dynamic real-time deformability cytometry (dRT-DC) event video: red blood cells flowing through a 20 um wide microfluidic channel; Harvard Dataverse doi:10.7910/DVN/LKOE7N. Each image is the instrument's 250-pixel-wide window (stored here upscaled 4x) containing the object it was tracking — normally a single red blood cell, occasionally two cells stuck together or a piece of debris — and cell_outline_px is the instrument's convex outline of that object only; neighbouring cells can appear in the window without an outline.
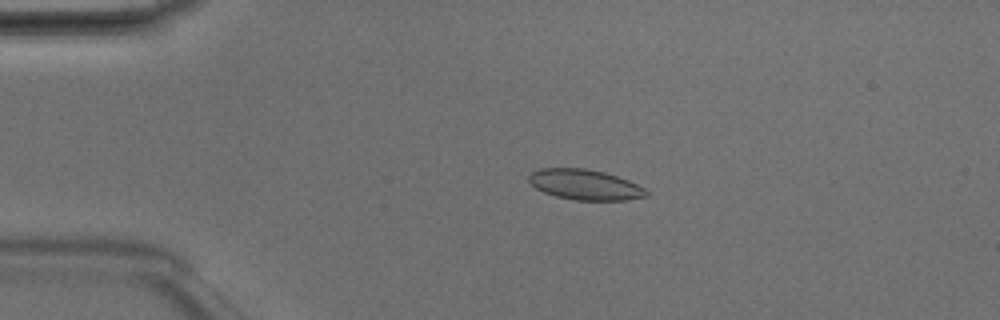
{"species": "Egyptian fruit bat (a non-hibernating species)", "species_latin": "Rousettus aegyptiacus", "temperature_condition": "room temperature", "stored_images_in_passage": 5, "camera_frame_rate_fps": 3000, "um_per_image_px": 0.085, "animal": {"sex": "male"}, "frame": {"image": 1, "passage_image": 3, "time_ms": 0.667, "image_size_px": [1000, 320], "cell_outline_px": [[648, 196], [624, 200], [572, 200], [556, 196], [544, 192], [536, 188], [528, 180], [528, 176], [532, 172], [540, 168], [584, 168], [604, 172], [628, 180], [644, 188], [648, 192]], "centroid_in_image_um": [49.71, 15.69], "position_along_channel_um": 35.3, "area_um2": 20.69}}
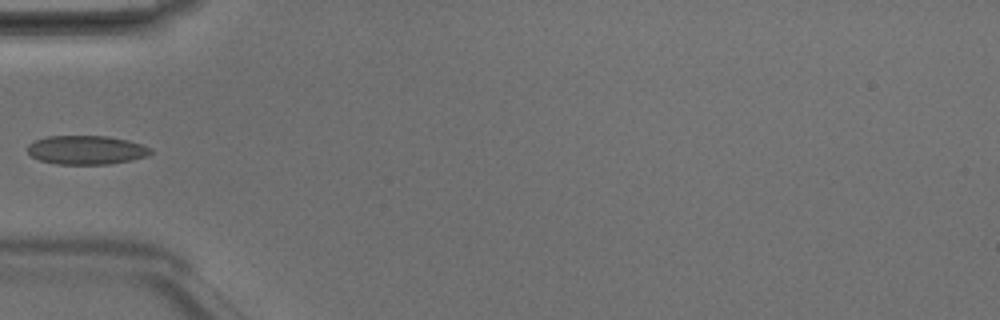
{"frame": {"image": 2, "passage_image": 5, "time_ms": 1.333, "image_size_px": [1000, 320], "cell_outline_px": [[152, 152], [148, 156], [132, 160], [108, 164], [56, 164], [40, 160], [32, 156], [28, 152], [28, 144], [36, 140], [48, 136], [108, 136], [128, 140], [152, 148]], "centroid_in_image_um": [7.36, 12.75], "position_along_channel_um": 77.6, "area_um2": 20.69}}